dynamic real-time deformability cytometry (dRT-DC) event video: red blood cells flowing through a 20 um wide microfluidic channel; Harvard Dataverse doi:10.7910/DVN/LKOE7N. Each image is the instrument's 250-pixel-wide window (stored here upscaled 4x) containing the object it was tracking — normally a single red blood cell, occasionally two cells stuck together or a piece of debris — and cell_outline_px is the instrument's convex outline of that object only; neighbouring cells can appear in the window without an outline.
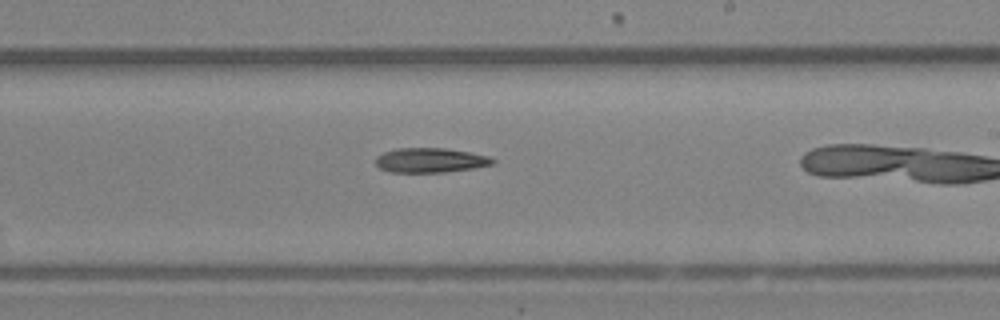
{"species": "Egyptian fruit bat (a non-hibernating species)", "species_latin": "Rousettus aegyptiacus", "temperature_condition": "room temperature", "stored_images_in_passage": 33, "camera_frame_rate_fps": 3000, "um_per_image_px": 0.085, "animal": {"sex": "female"}, "frame": {"image": 1, "passage_image": 24, "time_ms": 7.667, "image_size_px": [1000, 320], "cell_outline_px": [[496, 164], [472, 168], [444, 172], [388, 172], [380, 168], [376, 164], [376, 156], [384, 152], [396, 148], [444, 148], [468, 152], [488, 156], [496, 160]], "centroid_in_image_um": [36.57, 13.62], "position_along_channel_um": 252.4, "area_um2": 16.76}}